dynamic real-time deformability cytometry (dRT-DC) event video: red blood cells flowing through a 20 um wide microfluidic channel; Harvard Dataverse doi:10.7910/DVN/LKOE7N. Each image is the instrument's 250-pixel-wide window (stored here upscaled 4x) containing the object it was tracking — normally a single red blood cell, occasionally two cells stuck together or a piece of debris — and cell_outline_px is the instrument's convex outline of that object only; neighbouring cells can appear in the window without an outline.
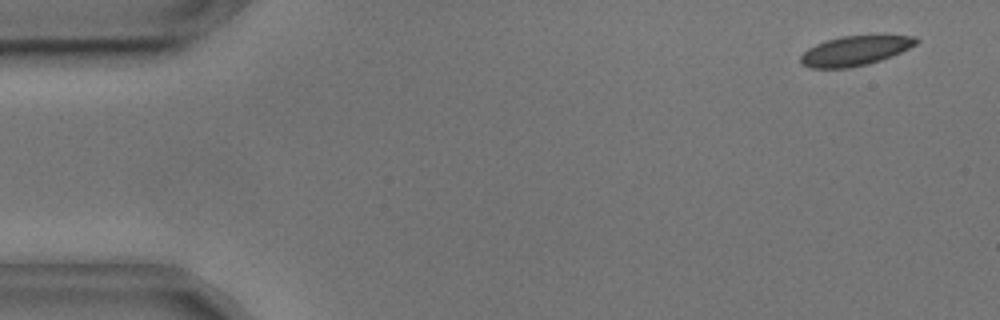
{"species": "common noctule bat (a hibernating species)", "species_latin": "Nyctalus noctula", "temperature_condition": "cold", "stored_images_in_passage": 55, "camera_frame_rate_fps": 3000, "um_per_image_px": 0.085, "animal": {"sex": "male", "body_mass_g": 17.9, "forearm_length_mm": 54.2}, "frame": {"image": 1, "passage_image": 3, "time_ms": 0.667, "image_size_px": [1000, 320], "cell_outline_px": [[920, 40], [916, 44], [892, 56], [868, 64], [848, 68], [808, 68], [800, 64], [800, 56], [808, 48], [816, 44], [840, 36], [916, 36]], "centroid_in_image_um": [72.64, 4.33], "position_along_channel_um": 12.4, "area_um2": 19.83}}
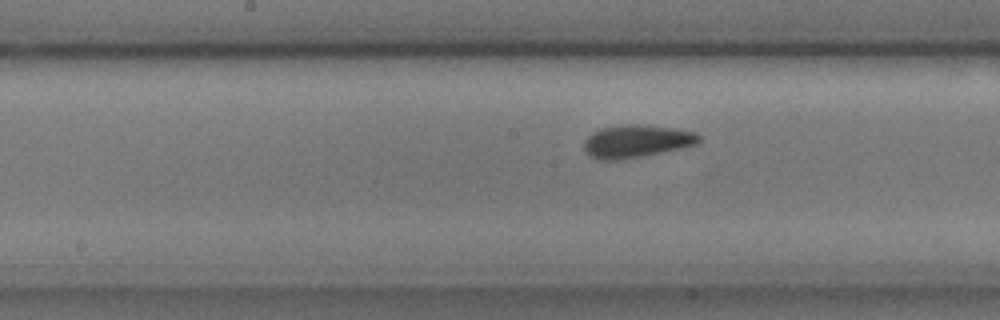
{"frame": {"image": 2, "passage_image": 27, "time_ms": 8.667, "image_size_px": [1000, 320], "cell_outline_px": [[700, 140], [696, 144], [680, 148], [640, 156], [616, 160], [600, 160], [592, 156], [584, 148], [584, 140], [592, 132], [600, 128], [624, 124], [640, 124], [672, 128], [696, 132], [700, 136]], "centroid_in_image_um": [54.08, 11.98], "position_along_channel_um": 194.1, "area_um2": 21.62}}
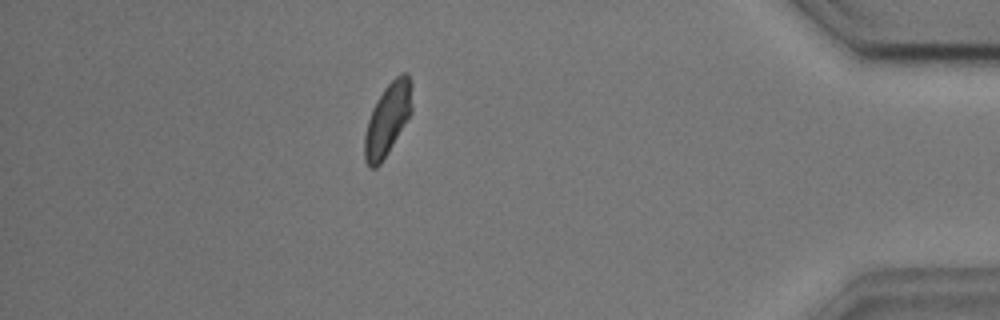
{"frame": {"image": 3, "passage_image": 48, "time_ms": 15.667, "image_size_px": [1000, 320], "cell_outline_px": [[412, 112], [380, 164], [376, 168], [372, 168], [364, 160], [364, 136], [368, 120], [372, 108], [384, 88], [400, 72], [408, 72], [412, 84]], "centroid_in_image_um": [32.96, 10.09], "position_along_channel_um": 402.2, "area_um2": 19.88}, "authors_computed_cell_mechanics": {"area_um2": 20.4034, "velocity_mm_per_s": 3.6159, "shape_relaxation_time_tau1_ms": 3.3209, "shape_relaxation_time_tau2_ms": 2.1949, "deformation_change_tau1": 0.0835, "deformation_change_tau2": 0.073}}